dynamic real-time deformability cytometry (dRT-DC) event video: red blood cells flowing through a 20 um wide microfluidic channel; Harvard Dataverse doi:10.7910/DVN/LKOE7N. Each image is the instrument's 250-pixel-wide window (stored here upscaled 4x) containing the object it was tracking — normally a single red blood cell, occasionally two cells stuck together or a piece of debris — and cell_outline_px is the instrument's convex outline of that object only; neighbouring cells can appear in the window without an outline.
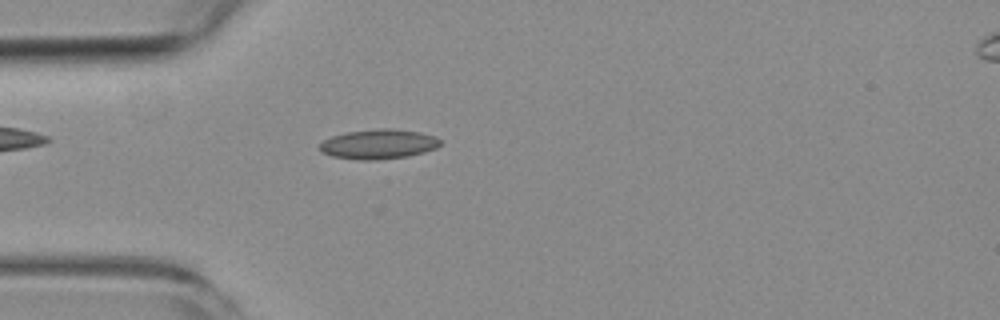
{"species": "common noctule bat (a hibernating species)", "species_latin": "Nyctalus noctula", "temperature_condition": "room temperature", "stored_images_in_passage": 4, "camera_frame_rate_fps": 3000, "um_per_image_px": 0.085, "animal": {"sex": "female", "body_mass_g": 19.3, "forearm_length_mm": 54.1}, "frame": {"image": 1, "passage_image": 4, "time_ms": 4.333, "image_size_px": [1000, 320], "cell_outline_px": [[440, 144], [436, 148], [424, 152], [408, 156], [376, 160], [360, 160], [332, 156], [320, 152], [320, 144], [324, 140], [332, 136], [348, 132], [380, 128], [392, 128], [420, 132], [436, 136], [440, 140]], "centroid_in_image_um": [32.19, 12.25], "position_along_channel_um": 52.8, "area_um2": 20.87}}